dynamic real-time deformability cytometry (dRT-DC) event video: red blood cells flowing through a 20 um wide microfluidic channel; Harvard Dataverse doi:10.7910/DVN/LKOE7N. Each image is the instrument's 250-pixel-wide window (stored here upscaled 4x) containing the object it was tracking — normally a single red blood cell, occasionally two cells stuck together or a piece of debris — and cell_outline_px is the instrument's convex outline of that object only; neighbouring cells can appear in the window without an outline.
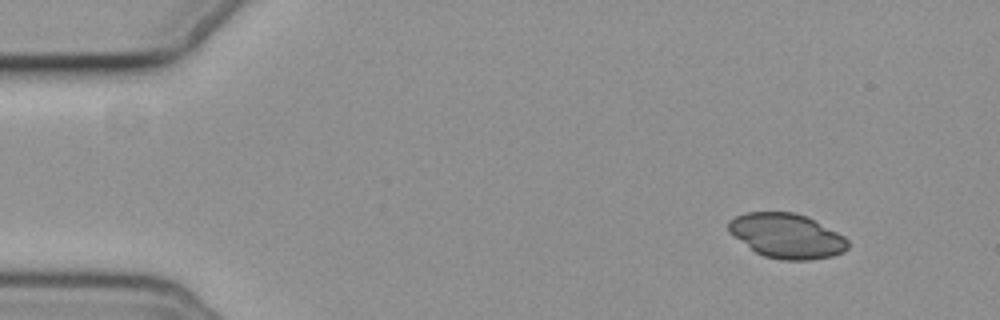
{"species": "common noctule bat (a hibernating species)", "species_latin": "Nyctalus noctula", "temperature_condition": "cold", "stored_images_in_passage": 5, "camera_frame_rate_fps": 3000, "um_per_image_px": 0.085, "animal": {"sex": "female", "body_mass_g": 19.3, "forearm_length_mm": 54.1}, "frame": {"image": 1, "passage_image": 1, "time_ms": 0.0, "image_size_px": [1000, 320], "cell_outline_px": [[848, 248], [844, 252], [832, 256], [808, 260], [780, 260], [764, 256], [756, 252], [728, 232], [728, 220], [736, 216], [748, 212], [792, 212], [808, 216], [844, 236], [848, 240]], "centroid_in_image_um": [66.88, 20.04], "position_along_channel_um": 18.1, "area_um2": 31.1}}